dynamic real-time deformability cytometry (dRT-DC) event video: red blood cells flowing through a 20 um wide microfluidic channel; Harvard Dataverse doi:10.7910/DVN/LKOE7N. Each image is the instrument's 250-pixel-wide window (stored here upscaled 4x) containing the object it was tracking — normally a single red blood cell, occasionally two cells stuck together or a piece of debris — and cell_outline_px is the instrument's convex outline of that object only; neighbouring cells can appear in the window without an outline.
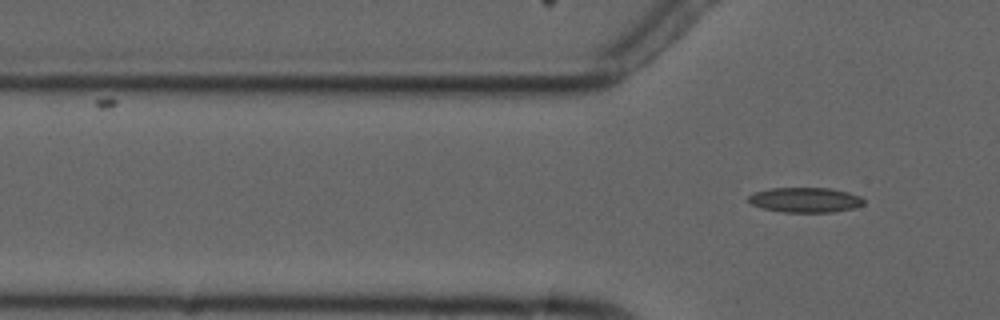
{"species": "common noctule bat (a hibernating species)", "species_latin": "Nyctalus noctula", "temperature_condition": "cold", "stored_images_in_passage": 7, "camera_frame_rate_fps": 3000, "um_per_image_px": 0.085, "animal": {"sex": "male", "forearm_length_mm": 52.5}, "frame": {"image": 1, "passage_image": 7, "time_ms": 7.0, "image_size_px": [1000, 320], "cell_outline_px": [[864, 204], [852, 208], [832, 212], [784, 212], [764, 208], [752, 204], [748, 200], [748, 196], [756, 192], [772, 188], [832, 188], [848, 192], [860, 196], [864, 200]], "centroid_in_image_um": [68.47, 16.99], "position_along_channel_um": 57.3, "area_um2": 16.59}}